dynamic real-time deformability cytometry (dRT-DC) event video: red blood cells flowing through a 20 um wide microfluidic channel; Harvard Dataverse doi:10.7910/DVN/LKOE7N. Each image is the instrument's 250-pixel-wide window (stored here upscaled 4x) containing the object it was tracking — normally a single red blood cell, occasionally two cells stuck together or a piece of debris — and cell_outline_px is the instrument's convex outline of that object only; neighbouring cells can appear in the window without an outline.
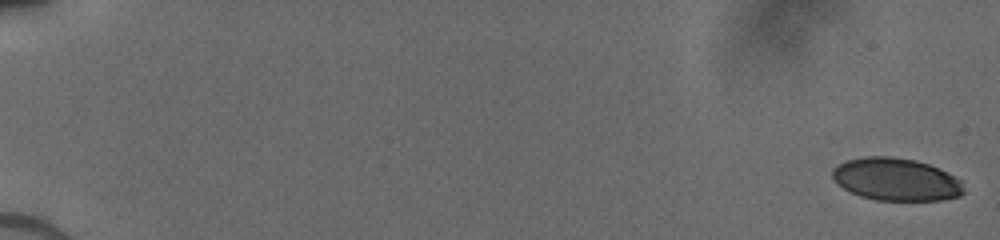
{"species": "human", "species_latin": "Homo sapiens", "temperature_condition": "cold", "stored_images_in_passage": 41, "camera_frame_rate_fps": 3000, "um_per_image_px": 0.085, "donor": {"sex": "male"}, "frame": {"image": 1, "passage_image": 1, "time_ms": 0.0, "image_size_px": [1000, 240], "cell_outline_px": [[964, 192], [960, 196], [940, 200], [876, 200], [860, 196], [836, 184], [832, 176], [832, 168], [844, 160], [864, 156], [892, 156], [916, 160], [940, 168], [948, 172], [960, 180], [964, 188]], "centroid_in_image_um": [76.15, 15.23], "position_along_channel_um": 8.9, "area_um2": 32.89}}
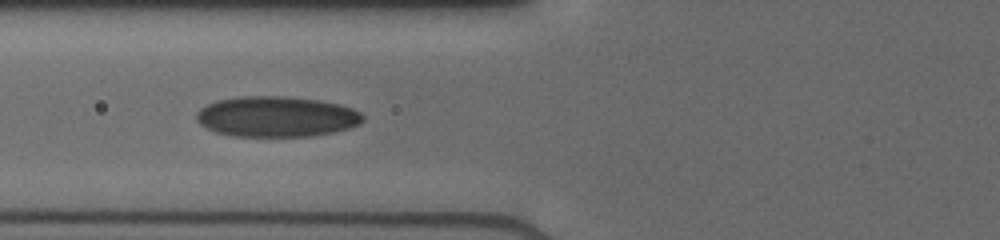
{"frame": {"image": 2, "passage_image": 17, "time_ms": 7.333, "image_size_px": [1000, 240], "cell_outline_px": [[364, 120], [360, 124], [336, 132], [312, 136], [232, 136], [216, 132], [200, 124], [196, 120], [196, 112], [200, 108], [216, 100], [240, 96], [280, 96], [316, 100], [336, 104], [352, 108], [360, 112], [364, 116]], "centroid_in_image_um": [23.49, 9.92], "position_along_channel_um": 102.3, "area_um2": 39.3}}
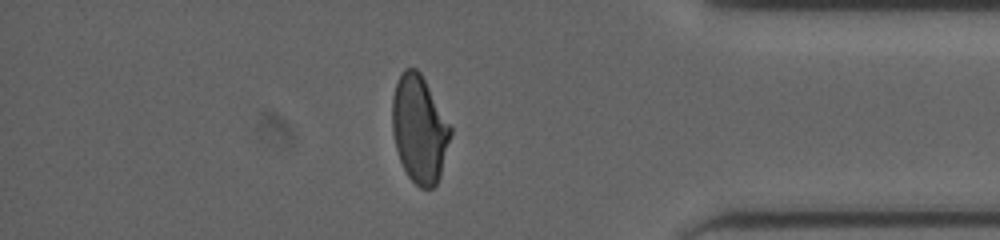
{"frame": {"image": 3, "passage_image": 33, "time_ms": 15.0, "image_size_px": [1000, 240], "cell_outline_px": [[452, 132], [440, 176], [436, 184], [432, 188], [420, 188], [408, 176], [400, 160], [396, 148], [392, 132], [392, 96], [396, 84], [404, 68], [416, 68], [420, 72], [452, 128]], "centroid_in_image_um": [35.64, 10.98], "position_along_channel_um": 399.6, "area_um2": 36.18}}